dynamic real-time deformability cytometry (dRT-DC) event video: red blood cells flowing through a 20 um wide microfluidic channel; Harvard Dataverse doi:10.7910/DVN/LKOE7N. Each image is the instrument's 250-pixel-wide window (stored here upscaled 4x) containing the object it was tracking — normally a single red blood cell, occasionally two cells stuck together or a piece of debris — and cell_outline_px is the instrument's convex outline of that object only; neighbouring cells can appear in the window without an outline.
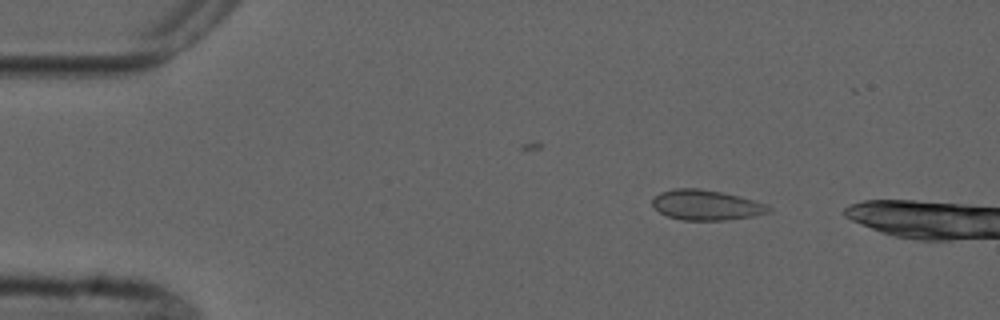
{"species": "common noctule bat (a hibernating species)", "species_latin": "Nyctalus noctula", "temperature_condition": "cold", "stored_images_in_passage": 4, "camera_frame_rate_fps": 3000, "um_per_image_px": 0.085, "animal": {"sex": "male", "forearm_length_mm": 52.5}, "frame": {"image": 1, "passage_image": 2, "time_ms": 1.333, "image_size_px": [1000, 320], "cell_outline_px": [[772, 212], [752, 216], [724, 220], [684, 220], [668, 216], [660, 212], [652, 204], [652, 200], [660, 192], [672, 188], [700, 188], [724, 192], [740, 196], [768, 204], [772, 208]], "centroid_in_image_um": [60.07, 17.41], "position_along_channel_um": 24.9, "area_um2": 20.58}}